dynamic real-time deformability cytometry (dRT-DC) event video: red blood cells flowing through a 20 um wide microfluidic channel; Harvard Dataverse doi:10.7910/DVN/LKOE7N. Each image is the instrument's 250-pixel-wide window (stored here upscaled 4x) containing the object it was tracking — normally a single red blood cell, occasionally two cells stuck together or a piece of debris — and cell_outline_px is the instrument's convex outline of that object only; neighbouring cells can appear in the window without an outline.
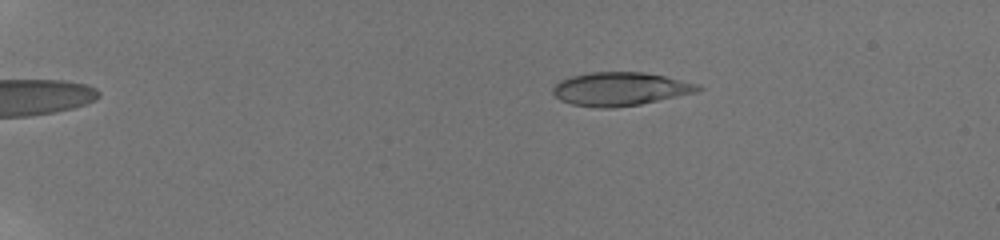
{"species": "human", "species_latin": "Homo sapiens", "temperature_condition": "room temperature", "stored_images_in_passage": 45, "camera_frame_rate_fps": 3000, "um_per_image_px": 0.085, "donor": {"sex": "male"}, "frame": {"image": 1, "passage_image": 27, "time_ms": 4.333, "image_size_px": [1000, 240], "cell_outline_px": [[704, 88], [696, 92], [640, 104], [612, 108], [600, 108], [572, 104], [560, 100], [552, 92], [552, 88], [560, 80], [568, 76], [588, 72], [644, 72], [664, 76], [700, 84]], "centroid_in_image_um": [52.7, 7.55], "position_along_channel_um": 32.3, "area_um2": 28.32}}